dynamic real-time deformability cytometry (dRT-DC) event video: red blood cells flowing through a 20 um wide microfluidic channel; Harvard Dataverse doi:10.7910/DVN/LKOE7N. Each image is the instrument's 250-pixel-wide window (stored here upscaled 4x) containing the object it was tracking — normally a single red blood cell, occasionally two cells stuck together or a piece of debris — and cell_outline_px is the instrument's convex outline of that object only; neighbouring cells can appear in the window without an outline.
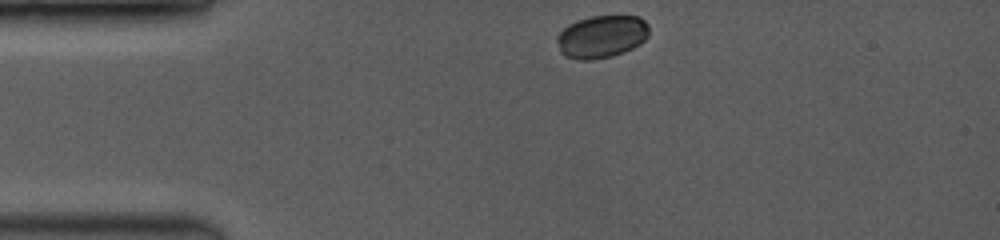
{"species": "common noctule bat (a hibernating species)", "species_latin": "Nyctalus noctula", "temperature_condition": "room temperature", "stored_images_in_passage": 40, "camera_frame_rate_fps": 3500, "um_per_image_px": 0.085, "animal": {"sex": "female", "body_mass_g": 19.0, "forearm_length_mm": 53.3}, "frame": {"image": 1, "passage_image": 1, "time_ms": 0.0, "image_size_px": [1000, 240], "cell_outline_px": [[648, 36], [640, 44], [624, 52], [612, 56], [592, 60], [580, 60], [564, 56], [560, 52], [556, 40], [556, 36], [568, 24], [576, 20], [592, 16], [640, 16], [648, 24]], "centroid_in_image_um": [51.12, 3.11], "position_along_channel_um": 33.9, "area_um2": 23.06}}
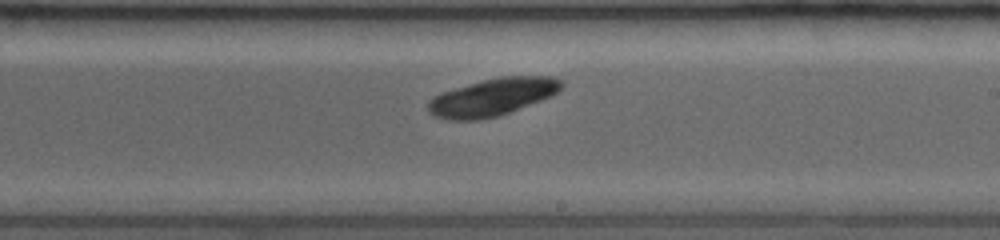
{"frame": {"image": 2, "passage_image": 23, "time_ms": 6.286, "image_size_px": [1000, 240], "cell_outline_px": [[564, 84], [552, 96], [500, 116], [480, 120], [448, 120], [436, 116], [428, 112], [428, 100], [432, 96], [440, 92], [496, 76], [552, 76], [564, 80]], "centroid_in_image_um": [41.86, 8.25], "position_along_channel_um": 247.1, "area_um2": 29.48}}
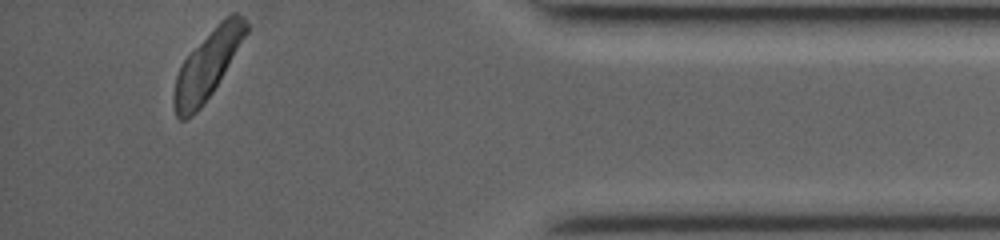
{"frame": {"image": 3, "passage_image": 40, "time_ms": 11.143, "image_size_px": [1000, 240], "cell_outline_px": [[248, 32], [212, 92], [200, 108], [192, 116], [184, 120], [180, 120], [176, 116], [172, 100], [172, 96], [176, 76], [180, 64], [220, 20], [232, 12], [236, 12], [244, 16], [248, 24]], "centroid_in_image_um": [17.62, 5.51], "position_along_channel_um": 417.6, "area_um2": 28.32}, "authors_computed_cell_mechanics": {"area_um2": 28.0619, "velocity_mm_per_s": 4.0804, "shape_relaxation_time_tau1_ms": null, "shape_relaxation_time_tau2_ms": 4.9706, "deformation_change_tau1": null, "deformation_change_tau2": 0.0393}}